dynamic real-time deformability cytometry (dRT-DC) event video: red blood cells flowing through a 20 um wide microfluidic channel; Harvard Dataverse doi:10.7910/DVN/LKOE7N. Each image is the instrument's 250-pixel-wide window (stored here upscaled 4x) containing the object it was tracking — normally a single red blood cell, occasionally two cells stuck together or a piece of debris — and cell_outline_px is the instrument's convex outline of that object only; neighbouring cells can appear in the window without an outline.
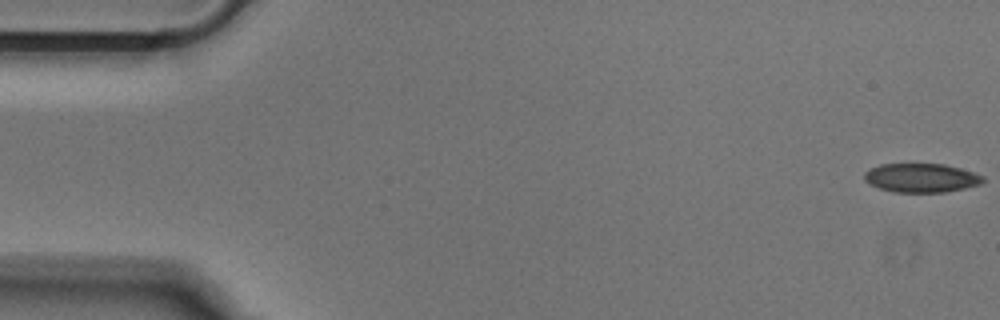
{"species": "Egyptian fruit bat (a non-hibernating species)", "species_latin": "Rousettus aegyptiacus", "temperature_condition": "cold", "stored_images_in_passage": 52, "camera_frame_rate_fps": 3000, "um_per_image_px": 0.085, "animal": {"sex": "male"}, "frame": {"image": 1, "passage_image": 1, "time_ms": 0.0, "image_size_px": [1000, 320], "cell_outline_px": [[984, 180], [980, 184], [964, 188], [944, 192], [892, 192], [880, 188], [864, 180], [864, 172], [880, 164], [944, 164], [960, 168], [984, 176]], "centroid_in_image_um": [78.3, 15.12], "position_along_channel_um": 6.7, "area_um2": 19.83}}
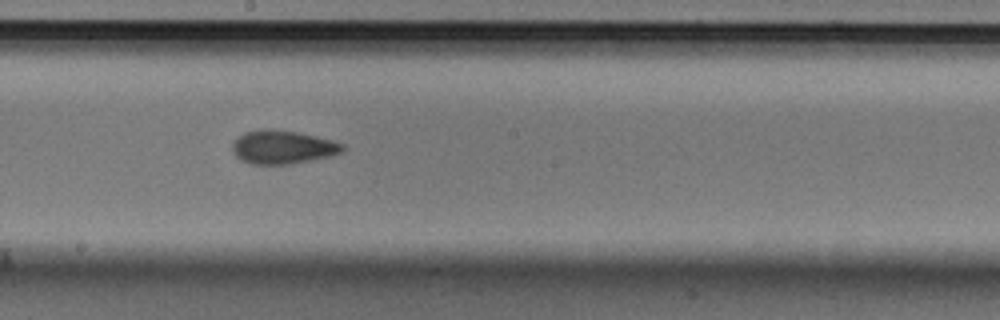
{"frame": {"image": 2, "passage_image": 28, "time_ms": 9.0, "image_size_px": [1000, 320], "cell_outline_px": [[348, 148], [344, 152], [332, 156], [312, 160], [288, 164], [252, 164], [240, 160], [232, 152], [232, 144], [244, 132], [264, 128], [272, 128], [296, 132], [316, 136], [332, 140], [344, 144]], "centroid_in_image_um": [24.07, 12.5], "position_along_channel_um": 224.1, "area_um2": 21.79}}
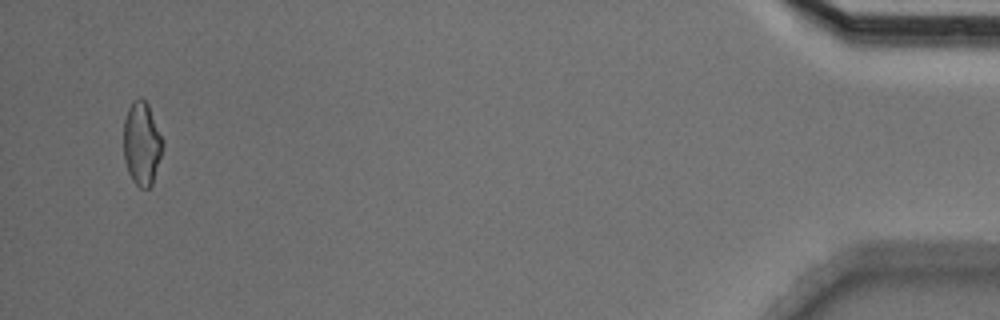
{"frame": {"image": 3, "passage_image": 50, "time_ms": 16.333, "image_size_px": [1000, 320], "cell_outline_px": [[164, 144], [152, 184], [148, 188], [140, 188], [132, 180], [128, 172], [124, 160], [124, 120], [128, 108], [132, 100], [144, 100], [148, 104], [164, 140]], "centroid_in_image_um": [12.05, 12.21], "position_along_channel_um": 423.1, "area_um2": 18.96}}